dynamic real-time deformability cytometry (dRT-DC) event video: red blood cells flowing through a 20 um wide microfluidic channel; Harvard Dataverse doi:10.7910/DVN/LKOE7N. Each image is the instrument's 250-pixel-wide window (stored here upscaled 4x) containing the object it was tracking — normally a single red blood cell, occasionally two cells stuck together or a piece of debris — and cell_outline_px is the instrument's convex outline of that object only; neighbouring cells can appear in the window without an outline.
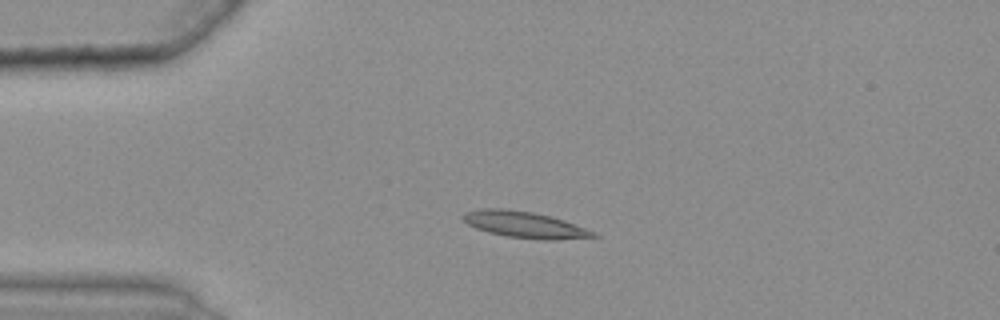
{"species": "common noctule bat (a hibernating species)", "species_latin": "Nyctalus noctula", "temperature_condition": "warm", "stored_images_in_passage": 34, "camera_frame_rate_fps": 3000, "um_per_image_px": 0.085, "animal": {"sex": "female", "body_mass_g": 25.1}, "frame": {"image": 1, "passage_image": 1, "time_ms": 0.0, "image_size_px": [1000, 320], "cell_outline_px": [[600, 236], [560, 240], [544, 240], [508, 236], [488, 232], [476, 228], [468, 224], [460, 216], [464, 212], [484, 208], [504, 208], [532, 212], [548, 216], [596, 232]], "centroid_in_image_um": [44.55, 19.1], "position_along_channel_um": 40.4, "area_um2": 19.71}}
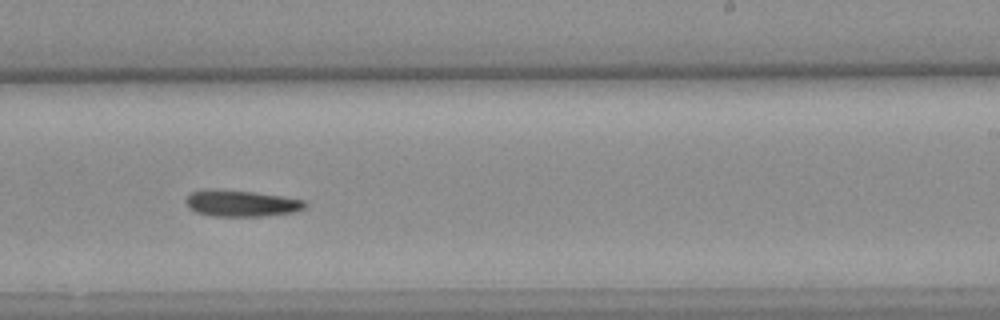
{"frame": {"image": 2, "passage_image": 22, "time_ms": 7.0, "image_size_px": [1000, 320], "cell_outline_px": [[308, 204], [304, 208], [296, 212], [264, 216], [212, 216], [196, 212], [188, 208], [184, 200], [192, 192], [208, 188], [212, 188], [252, 192], [284, 196], [304, 200]], "centroid_in_image_um": [20.5, 17.28], "position_along_channel_um": 268.5, "area_um2": 18.55}}
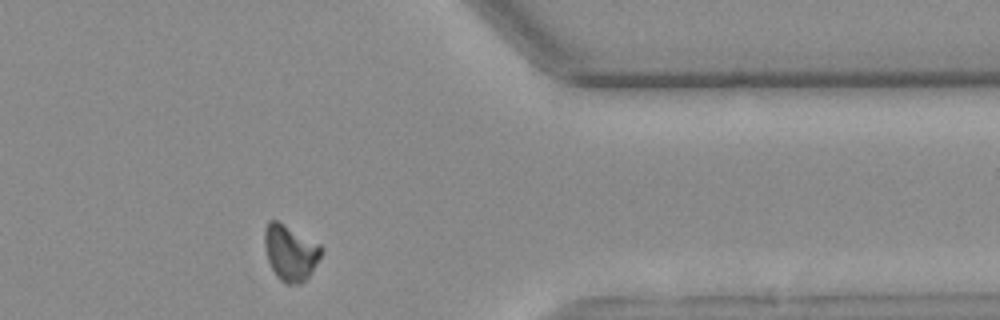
{"frame": {"image": 3, "passage_image": 33, "time_ms": 10.667, "image_size_px": [1000, 320], "cell_outline_px": [[324, 248], [312, 272], [300, 284], [288, 284], [280, 280], [276, 276], [268, 260], [264, 244], [264, 228], [268, 220], [276, 220], [320, 244]], "centroid_in_image_um": [24.67, 21.47], "position_along_channel_um": 386.7, "area_um2": 18.32}}